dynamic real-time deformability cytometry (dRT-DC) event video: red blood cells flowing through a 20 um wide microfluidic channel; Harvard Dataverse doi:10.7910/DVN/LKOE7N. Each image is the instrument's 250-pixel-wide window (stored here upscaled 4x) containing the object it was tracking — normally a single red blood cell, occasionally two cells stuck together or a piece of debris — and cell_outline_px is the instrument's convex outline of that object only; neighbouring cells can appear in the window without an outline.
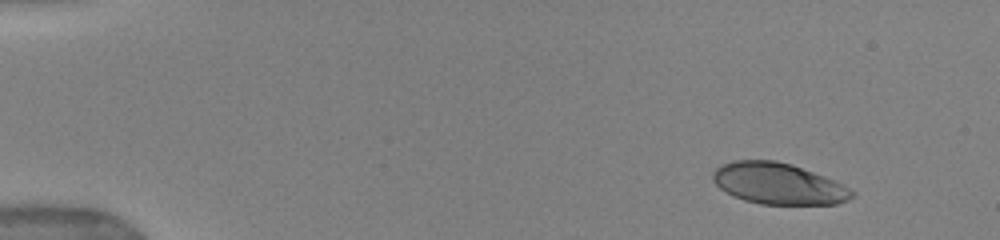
{"species": "human", "species_latin": "Homo sapiens", "temperature_condition": "warm", "stored_images_in_passage": 45, "camera_frame_rate_fps": 3000, "um_per_image_px": 0.085, "donor": {"sex": "female"}, "frame": {"image": 1, "passage_image": 1, "time_ms": 0.0, "image_size_px": [1000, 240], "cell_outline_px": [[856, 196], [848, 200], [836, 204], [760, 204], [744, 200], [720, 188], [712, 180], [712, 172], [720, 164], [732, 160], [776, 160], [792, 164], [824, 176], [856, 192]], "centroid_in_image_um": [66.14, 15.6], "position_along_channel_um": 18.9, "area_um2": 33.41}}
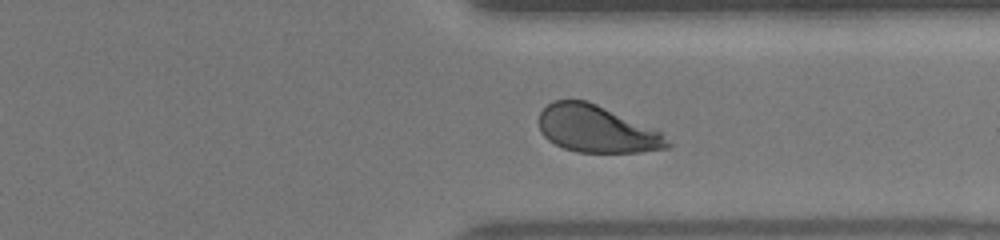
{"frame": {"image": 2, "passage_image": 36, "time_ms": 11.667, "image_size_px": [1000, 240], "cell_outline_px": [[672, 144], [668, 148], [640, 152], [576, 152], [564, 148], [548, 140], [540, 132], [540, 112], [552, 100], [584, 100], [596, 104], [660, 132]], "centroid_in_image_um": [50.68, 10.98], "position_along_channel_um": 360.7, "area_um2": 34.68}}
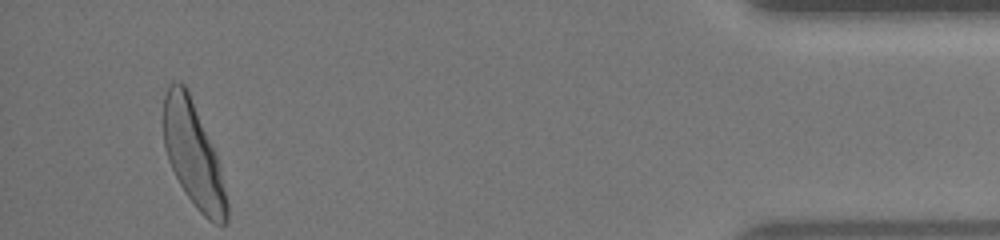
{"frame": {"image": 3, "passage_image": 45, "time_ms": 14.667, "image_size_px": [1000, 240], "cell_outline_px": [[228, 220], [224, 224], [216, 224], [208, 220], [196, 208], [184, 192], [168, 160], [164, 144], [164, 96], [168, 84], [172, 80], [184, 84], [188, 92], [216, 156], [228, 200]], "centroid_in_image_um": [16.42, 13.19], "position_along_channel_um": 418.8, "area_um2": 37.69}, "authors_computed_cell_mechanics": {"area_um2": 36.3562, "velocity_mm_per_s": 3.9368, "shape_relaxation_time_tau1_ms": 3.3997, "shape_relaxation_time_tau2_ms": null, "deformation_change_tau1": 0.1938, "deformation_change_tau2": null}}